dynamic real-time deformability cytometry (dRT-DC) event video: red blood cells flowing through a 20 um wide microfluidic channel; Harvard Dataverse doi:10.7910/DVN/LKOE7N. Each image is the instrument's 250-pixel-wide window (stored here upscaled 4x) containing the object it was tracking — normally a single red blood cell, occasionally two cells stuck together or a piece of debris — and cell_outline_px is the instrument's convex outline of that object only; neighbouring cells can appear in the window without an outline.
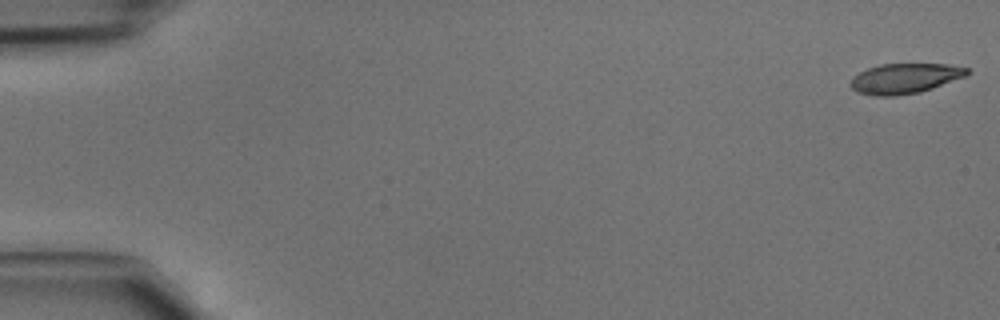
{"species": "common noctule bat (a hibernating species)", "species_latin": "Nyctalus noctula", "temperature_condition": "cold", "stored_images_in_passage": 45, "camera_frame_rate_fps": 3000, "um_per_image_px": 0.085, "animal": {"sex": "male", "body_mass_g": 15.6}, "frame": {"image": 1, "passage_image": 1, "time_ms": 0.0, "image_size_px": [1000, 320], "cell_outline_px": [[972, 72], [964, 76], [932, 88], [920, 92], [896, 96], [872, 96], [856, 92], [848, 84], [852, 76], [868, 68], [880, 64], [948, 64], [968, 68]], "centroid_in_image_um": [76.86, 6.67], "position_along_channel_um": 8.1, "area_um2": 20.58}}
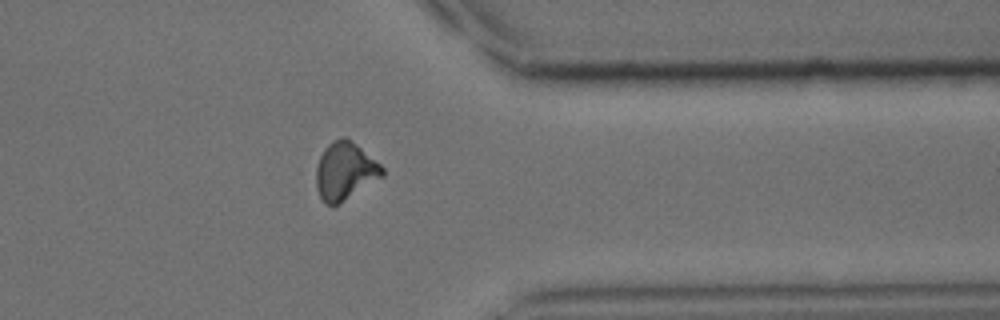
{"frame": {"image": 2, "passage_image": 37, "time_ms": 12.0, "image_size_px": [1000, 320], "cell_outline_px": [[384, 176], [336, 204], [324, 204], [316, 188], [316, 168], [320, 156], [324, 148], [332, 140], [344, 136], [356, 144], [380, 164], [384, 168]], "centroid_in_image_um": [29.31, 14.51], "position_along_channel_um": 382.1, "area_um2": 21.91}}
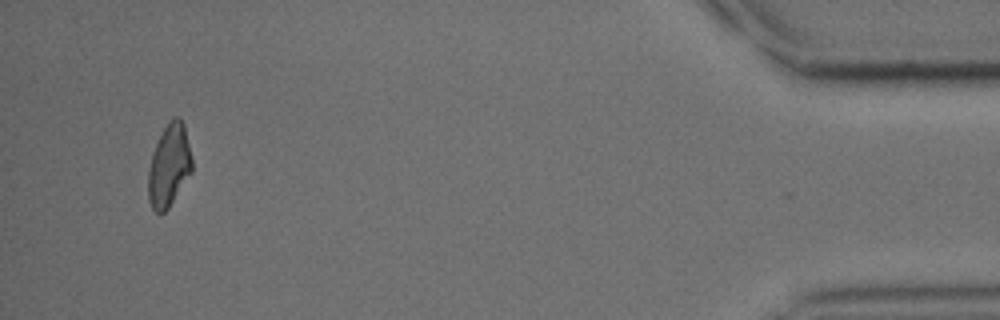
{"frame": {"image": 3, "passage_image": 44, "time_ms": 14.333, "image_size_px": [1000, 320], "cell_outline_px": [[192, 172], [168, 208], [164, 212], [156, 212], [152, 208], [148, 200], [148, 172], [152, 152], [164, 128], [176, 116], [184, 124], [192, 156]], "centroid_in_image_um": [14.37, 14.1], "position_along_channel_um": 420.8, "area_um2": 20.81}}